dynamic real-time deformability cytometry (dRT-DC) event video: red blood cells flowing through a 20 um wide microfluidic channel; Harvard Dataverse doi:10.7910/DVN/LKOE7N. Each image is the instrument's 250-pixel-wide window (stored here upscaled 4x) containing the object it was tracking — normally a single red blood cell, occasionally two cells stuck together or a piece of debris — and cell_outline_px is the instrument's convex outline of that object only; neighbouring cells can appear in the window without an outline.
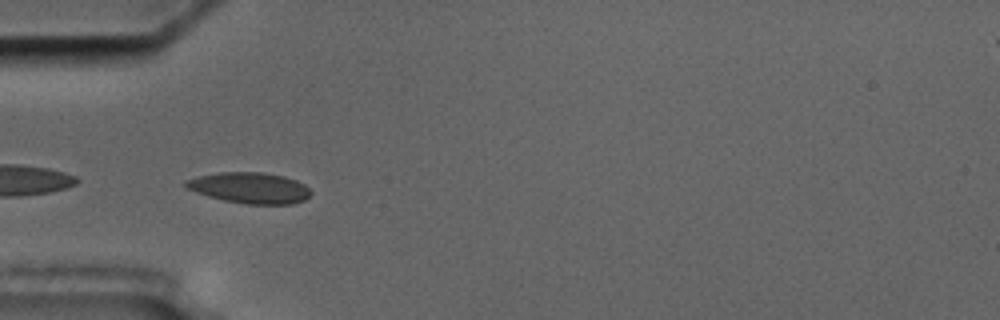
{"species": "common noctule bat (a hibernating species)", "species_latin": "Nyctalus noctula", "temperature_condition": "cold", "stored_images_in_passage": 40, "camera_frame_rate_fps": 3000, "um_per_image_px": 0.085, "animal": {"sex": "male", "body_mass_g": 17.5, "forearm_length_mm": 52.3}, "frame": {"image": 1, "passage_image": 1, "time_ms": 0.0, "image_size_px": [1000, 320], "cell_outline_px": [[312, 192], [304, 200], [292, 204], [244, 204], [224, 200], [208, 196], [196, 192], [188, 188], [184, 184], [184, 180], [196, 176], [220, 172], [264, 172], [284, 176], [296, 180], [304, 184]], "centroid_in_image_um": [21.22, 15.96], "position_along_channel_um": 63.8, "area_um2": 22.6}}
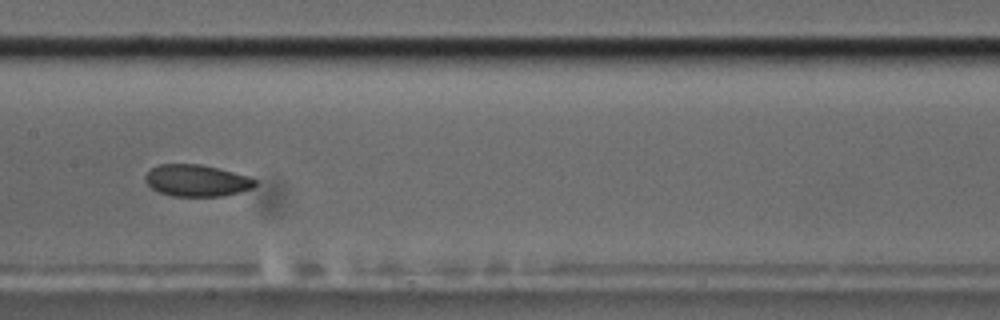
{"frame": {"image": 2, "passage_image": 12, "time_ms": 3.667, "image_size_px": [1000, 320], "cell_outline_px": [[256, 184], [252, 188], [240, 192], [224, 196], [172, 196], [160, 192], [152, 188], [144, 180], [144, 176], [152, 168], [160, 164], [200, 164], [248, 176], [256, 180]], "centroid_in_image_um": [16.71, 15.35], "position_along_channel_um": 190.7, "area_um2": 20.17}, "authors_computed_cell_mechanics": {"area_um2": 21.3571, "velocity_mm_per_s": 3.52, "shape_relaxation_time_tau1_ms": null, "shape_relaxation_time_tau2_ms": 3.8041, "deformation_change_tau1": null, "deformation_change_tau2": 0.0865}}